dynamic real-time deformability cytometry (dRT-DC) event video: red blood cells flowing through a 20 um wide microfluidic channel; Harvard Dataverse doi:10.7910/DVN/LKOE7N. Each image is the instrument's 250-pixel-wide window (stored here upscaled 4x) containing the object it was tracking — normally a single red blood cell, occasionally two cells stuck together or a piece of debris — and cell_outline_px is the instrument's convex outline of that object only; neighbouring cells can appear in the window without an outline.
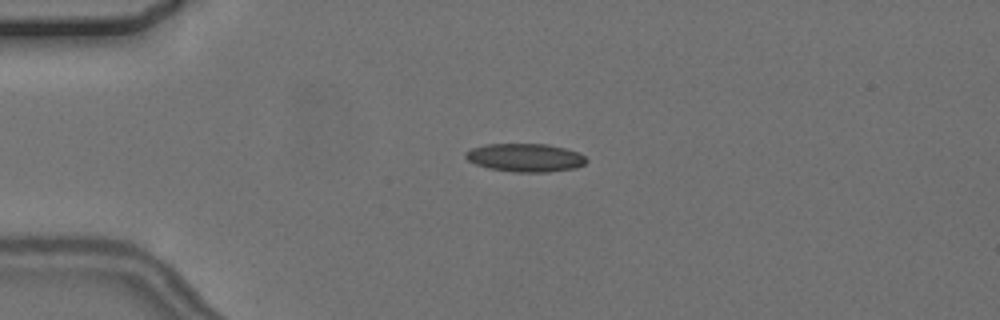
{"species": "common noctule bat (a hibernating species)", "species_latin": "Nyctalus noctula", "temperature_condition": "cold", "stored_images_in_passage": 5, "camera_frame_rate_fps": 3000, "um_per_image_px": 0.085, "animal": {"sex": "female", "body_mass_g": 24.6, "forearm_length_mm": 56.2}, "frame": {"image": 1, "passage_image": 3, "time_ms": 2.333, "image_size_px": [1000, 320], "cell_outline_px": [[588, 160], [584, 164], [576, 168], [548, 172], [516, 172], [488, 168], [476, 164], [468, 160], [464, 156], [464, 152], [472, 148], [488, 144], [548, 144], [580, 152]], "centroid_in_image_um": [44.66, 13.4], "position_along_channel_um": 40.3, "area_um2": 19.94}}
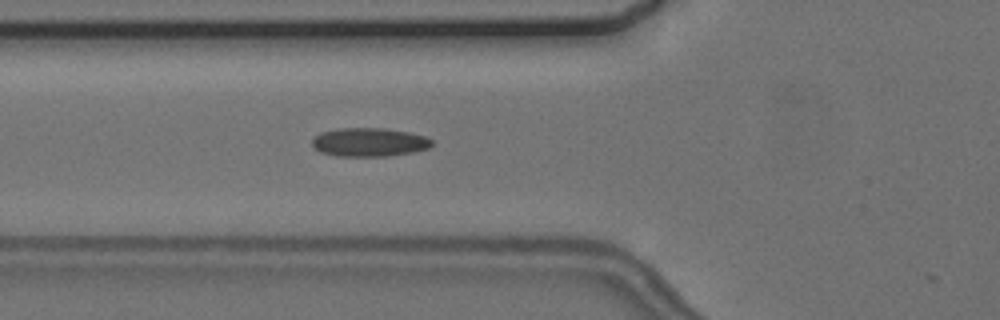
{"frame": {"image": 2, "passage_image": 5, "time_ms": 4.667, "image_size_px": [1000, 320], "cell_outline_px": [[432, 144], [428, 148], [412, 152], [388, 156], [336, 156], [320, 152], [312, 148], [312, 140], [320, 132], [336, 128], [384, 128], [408, 132], [424, 136], [432, 140]], "centroid_in_image_um": [31.33, 12.08], "position_along_channel_um": 94.5, "area_um2": 20.06}}